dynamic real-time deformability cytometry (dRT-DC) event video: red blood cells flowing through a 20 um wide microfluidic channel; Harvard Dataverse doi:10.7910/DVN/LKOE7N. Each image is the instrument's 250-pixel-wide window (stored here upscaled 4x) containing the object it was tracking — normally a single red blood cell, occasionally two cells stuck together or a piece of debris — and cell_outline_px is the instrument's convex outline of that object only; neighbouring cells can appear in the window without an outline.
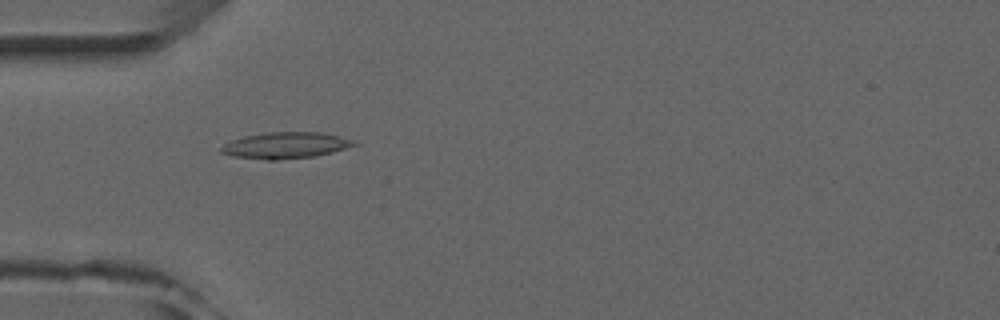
{"species": "common noctule bat (a hibernating species)", "species_latin": "Nyctalus noctula", "temperature_condition": "room temperature", "stored_images_in_passage": 5, "camera_frame_rate_fps": 3000, "um_per_image_px": 0.085, "animal": {"sex": "male", "forearm_length_mm": 52.5}, "frame": {"image": 1, "passage_image": 2, "time_ms": 1.0, "image_size_px": [1000, 320], "cell_outline_px": [[360, 144], [332, 152], [312, 156], [276, 160], [268, 160], [232, 156], [220, 152], [220, 148], [228, 140], [244, 136], [268, 132], [320, 132], [340, 136], [352, 140]], "centroid_in_image_um": [24.24, 12.35], "position_along_channel_um": 60.8, "area_um2": 20.35}}
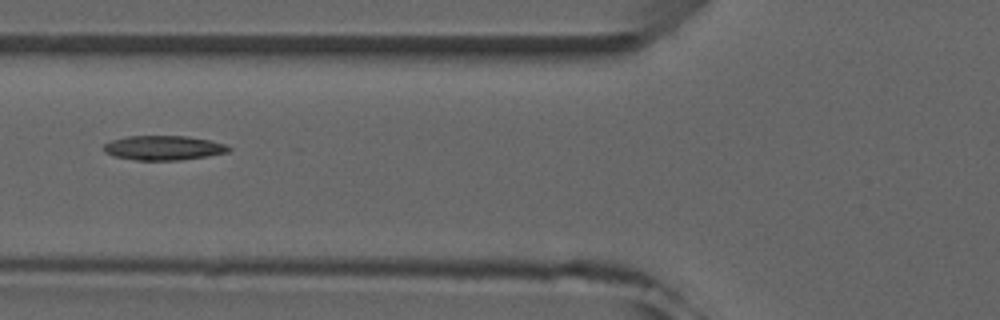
{"frame": {"image": 2, "passage_image": 3, "time_ms": 2.333, "image_size_px": [1000, 320], "cell_outline_px": [[232, 148], [228, 152], [180, 160], [136, 160], [112, 156], [104, 152], [104, 144], [112, 140], [128, 136], [188, 136], [228, 144]], "centroid_in_image_um": [13.9, 12.56], "position_along_channel_um": 111.9, "area_um2": 17.8}}
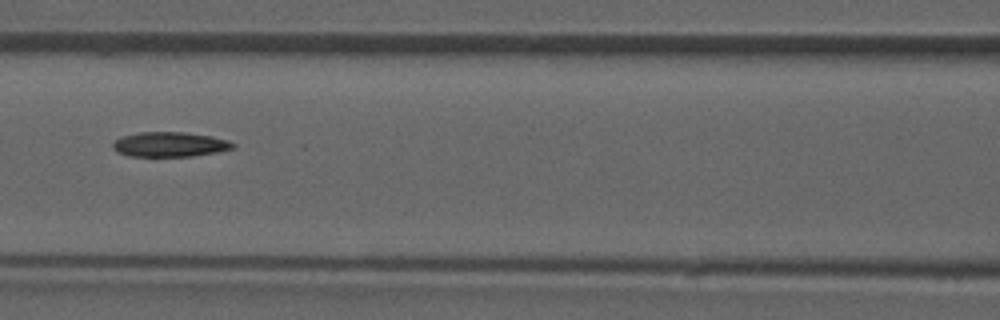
{"frame": {"image": 3, "passage_image": 4, "time_ms": 3.333, "image_size_px": [1000, 320], "cell_outline_px": [[236, 144], [232, 148], [216, 152], [192, 156], [128, 156], [116, 152], [112, 148], [112, 144], [116, 140], [124, 136], [140, 132], [180, 132], [212, 136], [228, 140]], "centroid_in_image_um": [14.41, 12.28], "position_along_channel_um": 152.2, "area_um2": 17.22}}